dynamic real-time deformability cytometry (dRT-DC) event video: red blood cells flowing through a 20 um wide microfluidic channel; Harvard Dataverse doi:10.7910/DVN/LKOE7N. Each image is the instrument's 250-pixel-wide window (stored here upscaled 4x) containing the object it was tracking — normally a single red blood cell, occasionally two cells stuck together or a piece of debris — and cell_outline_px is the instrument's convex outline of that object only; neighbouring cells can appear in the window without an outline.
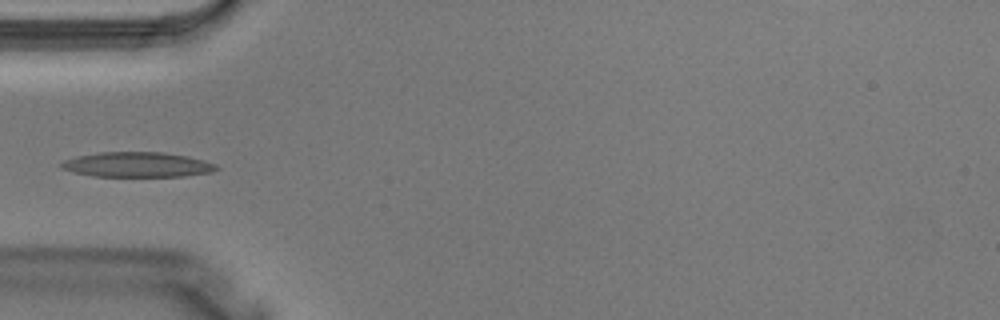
{"species": "Egyptian fruit bat (a non-hibernating species)", "species_latin": "Rousettus aegyptiacus", "temperature_condition": "warm", "stored_images_in_passage": 2, "camera_frame_rate_fps": 3000, "um_per_image_px": 0.085, "animal": {"sex": "male"}, "frame": {"image": 1, "passage_image": 2, "time_ms": 0.333, "image_size_px": [1000, 320], "cell_outline_px": [[220, 168], [212, 172], [184, 176], [92, 176], [72, 172], [60, 168], [60, 164], [64, 160], [80, 156], [100, 152], [164, 152], [188, 156], [204, 160], [216, 164]], "centroid_in_image_um": [11.69, 13.99], "position_along_channel_um": 73.3, "area_um2": 22.6}}